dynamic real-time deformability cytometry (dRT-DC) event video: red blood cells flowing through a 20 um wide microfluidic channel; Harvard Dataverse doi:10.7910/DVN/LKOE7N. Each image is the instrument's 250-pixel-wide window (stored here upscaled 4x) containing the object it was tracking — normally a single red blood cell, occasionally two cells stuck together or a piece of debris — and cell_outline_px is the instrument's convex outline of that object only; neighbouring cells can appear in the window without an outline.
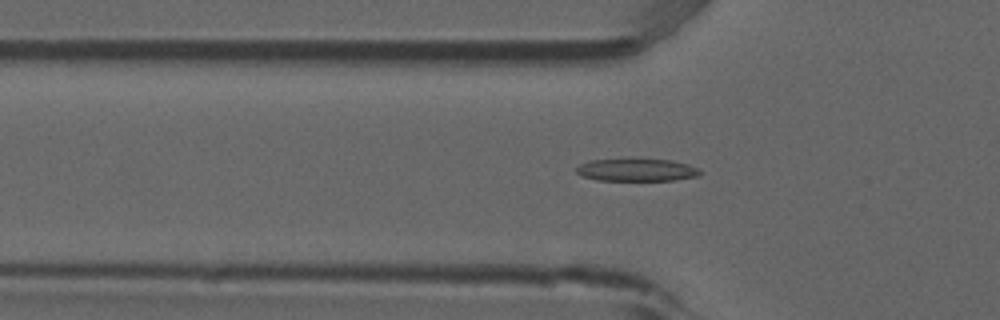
{"species": "common noctule bat (a hibernating species)", "species_latin": "Nyctalus noctula", "temperature_condition": "room temperature", "stored_images_in_passage": 53, "camera_frame_rate_fps": 3000, "um_per_image_px": 0.085, "animal": {"sex": "male", "forearm_length_mm": 52.5}, "frame": {"image": 1, "passage_image": 18, "time_ms": 5.667, "image_size_px": [1000, 320], "cell_outline_px": [[700, 176], [672, 180], [596, 180], [584, 176], [576, 172], [576, 168], [580, 164], [588, 160], [672, 160], [688, 164], [700, 168]], "centroid_in_image_um": [54.15, 14.45], "position_along_channel_um": 71.7, "area_um2": 15.95}}
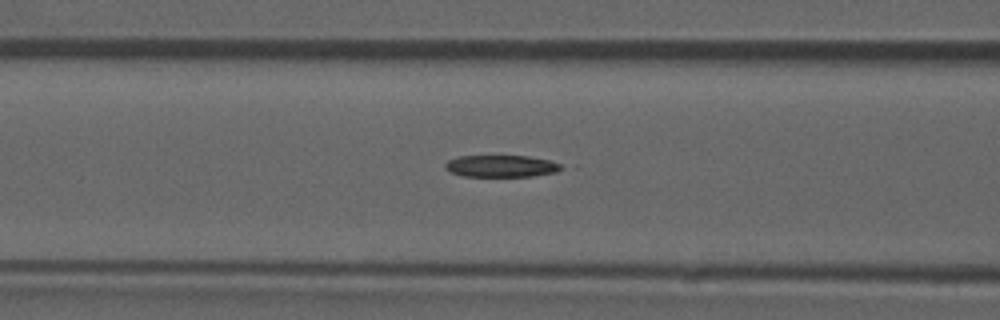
{"frame": {"image": 2, "passage_image": 22, "time_ms": 7.0, "image_size_px": [1000, 320], "cell_outline_px": [[564, 168], [556, 172], [532, 176], [460, 176], [444, 168], [444, 164], [448, 160], [460, 156], [528, 156], [548, 160], [560, 164]], "centroid_in_image_um": [42.58, 14.12], "position_along_channel_um": 124.0, "area_um2": 14.74}}
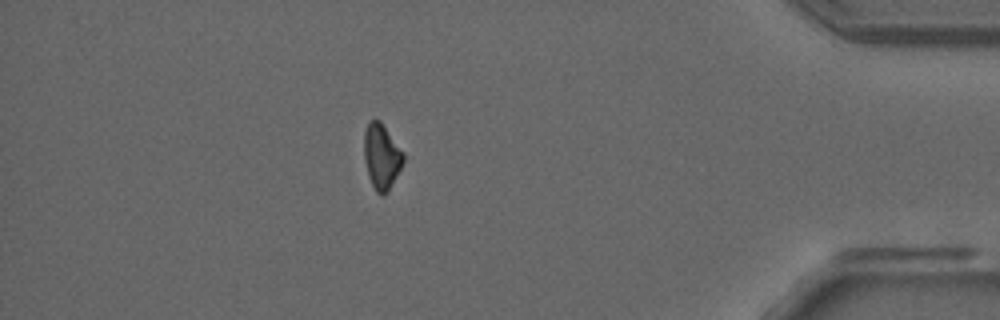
{"frame": {"image": 3, "passage_image": 47, "time_ms": 15.333, "image_size_px": [1000, 320], "cell_outline_px": [[404, 160], [388, 192], [384, 196], [380, 196], [376, 192], [368, 176], [364, 160], [364, 132], [368, 120], [380, 120], [404, 152]], "centroid_in_image_um": [32.42, 13.3], "position_along_channel_um": 402.8, "area_um2": 15.09}}